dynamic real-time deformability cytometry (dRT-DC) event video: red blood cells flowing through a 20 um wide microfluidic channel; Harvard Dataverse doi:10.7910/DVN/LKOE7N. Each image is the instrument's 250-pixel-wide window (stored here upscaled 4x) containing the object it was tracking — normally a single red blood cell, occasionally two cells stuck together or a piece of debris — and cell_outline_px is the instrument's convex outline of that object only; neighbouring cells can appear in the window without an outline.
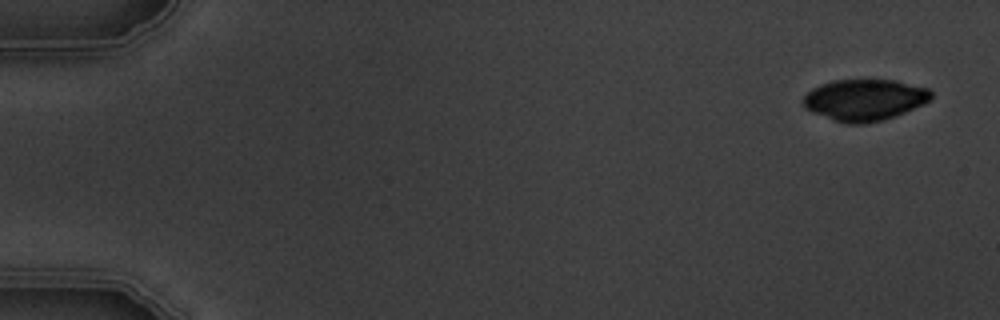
{"species": "common noctule bat (a hibernating species)", "species_latin": "Nyctalus noctula", "temperature_condition": "warm", "stored_images_in_passage": 5, "camera_frame_rate_fps": 3000, "um_per_image_px": 0.085, "animal": {"sex": "male", "body_mass_g": 19.5, "forearm_length_mm": 54.6}, "frame": {"image": 1, "passage_image": 1, "time_ms": 0.0, "image_size_px": [1000, 320], "cell_outline_px": [[932, 96], [924, 104], [884, 120], [864, 124], [848, 124], [812, 112], [804, 108], [804, 96], [812, 88], [820, 84], [832, 80], [896, 80], [928, 88], [932, 92]], "centroid_in_image_um": [73.49, 8.48], "position_along_channel_um": 11.5, "area_um2": 30.75}}